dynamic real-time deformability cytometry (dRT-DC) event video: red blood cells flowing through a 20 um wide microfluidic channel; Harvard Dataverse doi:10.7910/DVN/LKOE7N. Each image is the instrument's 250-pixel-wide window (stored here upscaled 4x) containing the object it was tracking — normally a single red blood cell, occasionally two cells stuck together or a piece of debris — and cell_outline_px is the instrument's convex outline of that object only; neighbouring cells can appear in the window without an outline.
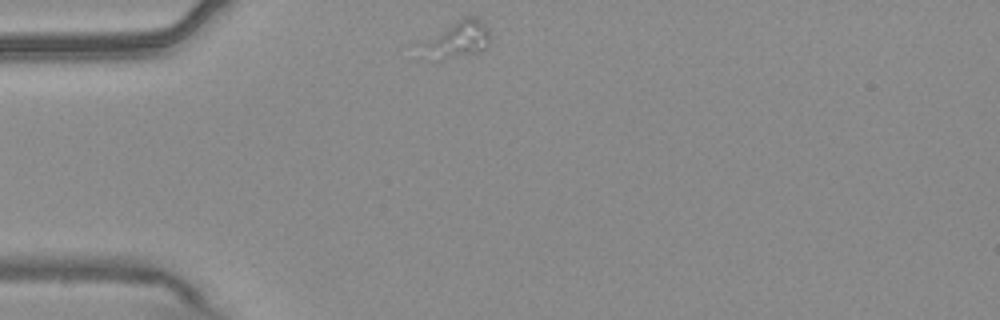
{"species": "common noctule bat (a hibernating species)", "species_latin": "Nyctalus noctula", "temperature_condition": "warm", "stored_images_in_passage": 44, "camera_frame_rate_fps": 3000, "um_per_image_px": 0.085, "animal": {"sex": "male", "body_mass_g": 20.4}, "frame": {"image": 1, "passage_image": 1, "time_ms": 0.0, "image_size_px": [1000, 320], "cell_outline_px": [[488, 44], [480, 52], [440, 60], [432, 60], [420, 56], [416, 48], [416, 44], [464, 16], [476, 16], [488, 28]], "centroid_in_image_um": [38.72, 3.4], "position_along_channel_um": 46.3, "area_um2": 15.26}}
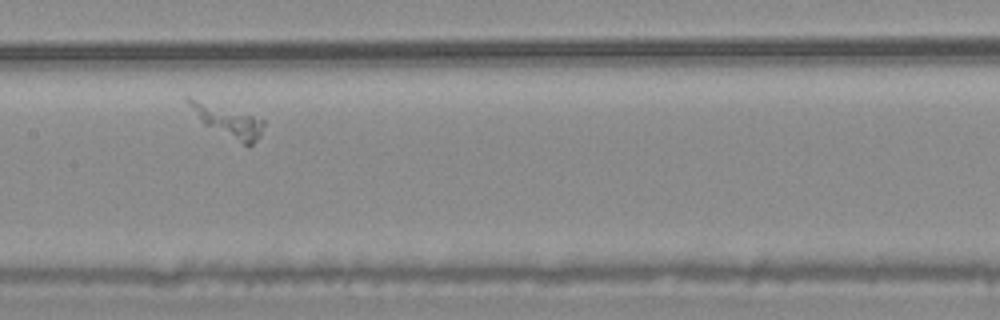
{"frame": {"image": 2, "passage_image": 15, "time_ms": 4.667, "image_size_px": [1000, 320], "cell_outline_px": [[264, 124], [260, 136], [252, 144], [244, 144], [204, 124], [184, 100], [184, 96], [188, 96], [252, 116], [264, 120]], "centroid_in_image_um": [19.33, 10.26], "position_along_channel_um": 188.1, "area_um2": 13.06}}
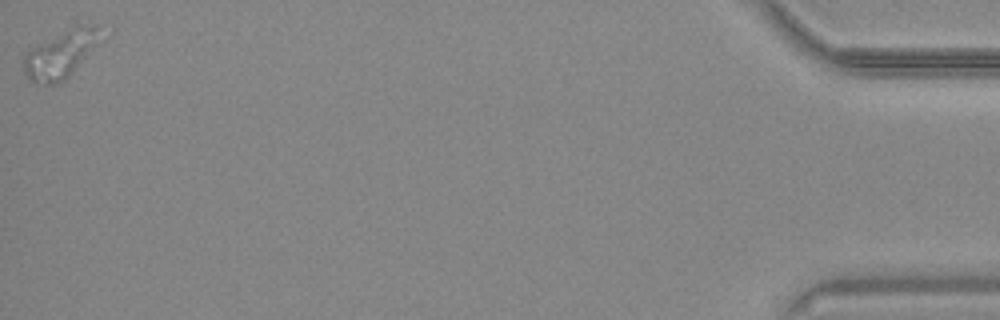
{"frame": {"image": 3, "passage_image": 44, "time_ms": 14.333, "image_size_px": [1000, 320], "cell_outline_px": [[96, 40], [68, 76], [64, 80], [56, 84], [32, 84], [24, 72], [24, 56], [28, 52], [68, 32], [80, 28], [92, 28], [96, 36]], "centroid_in_image_um": [4.94, 4.83], "position_along_channel_um": 430.3, "area_um2": 18.15}}